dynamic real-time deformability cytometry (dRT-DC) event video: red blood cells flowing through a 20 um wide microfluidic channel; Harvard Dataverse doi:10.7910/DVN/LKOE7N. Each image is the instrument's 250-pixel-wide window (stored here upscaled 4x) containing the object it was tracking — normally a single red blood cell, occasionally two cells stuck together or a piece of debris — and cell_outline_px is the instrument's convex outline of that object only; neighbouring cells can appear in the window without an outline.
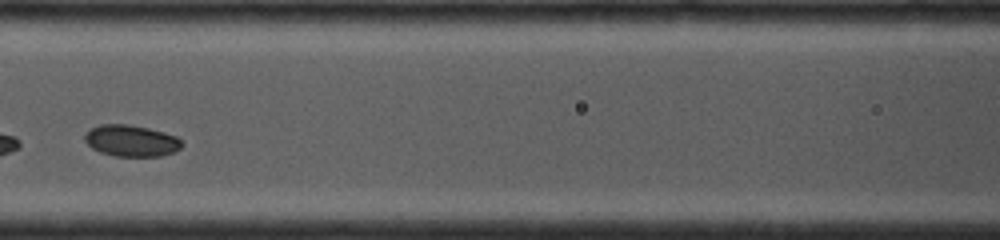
{"species": "common noctule bat (a hibernating species)", "species_latin": "Nyctalus noctula", "temperature_condition": "cold", "stored_images_in_passage": 20, "camera_frame_rate_fps": 4000, "um_per_image_px": 0.085, "animal": {"sex": "female", "body_mass_g": 19.0, "forearm_length_mm": 53.3}, "frame": {"image": 1, "passage_image": 6, "time_ms": 2.25, "image_size_px": [1000, 240], "cell_outline_px": [[184, 144], [180, 148], [172, 152], [160, 156], [116, 156], [100, 152], [92, 148], [84, 140], [84, 136], [92, 128], [100, 124], [128, 124], [148, 128], [164, 132], [176, 136]], "centroid_in_image_um": [11.16, 11.96], "position_along_channel_um": 155.4, "area_um2": 17.69}}
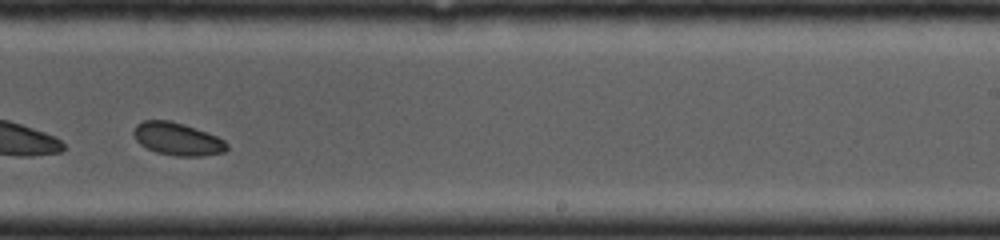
{"frame": {"image": 2, "passage_image": 12, "time_ms": 5.0, "image_size_px": [1000, 240], "cell_outline_px": [[228, 148], [224, 152], [204, 156], [176, 156], [156, 152], [140, 144], [136, 140], [132, 132], [136, 124], [144, 120], [168, 120], [184, 124], [196, 128], [216, 136], [224, 140], [228, 144]], "centroid_in_image_um": [15.08, 11.81], "position_along_channel_um": 273.9, "area_um2": 17.8}}